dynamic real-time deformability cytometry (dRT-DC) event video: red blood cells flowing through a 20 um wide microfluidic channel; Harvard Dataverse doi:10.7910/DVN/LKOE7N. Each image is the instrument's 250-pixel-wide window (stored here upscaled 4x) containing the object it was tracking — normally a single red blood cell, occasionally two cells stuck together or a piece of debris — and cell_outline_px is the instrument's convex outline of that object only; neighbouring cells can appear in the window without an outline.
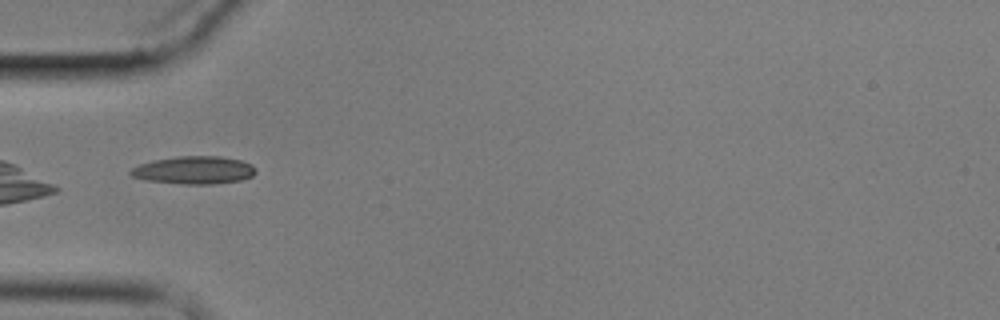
{"species": "common noctule bat (a hibernating species)", "species_latin": "Nyctalus noctula", "temperature_condition": "cold", "stored_images_in_passage": 13, "camera_frame_rate_fps": 3000, "um_per_image_px": 0.085, "animal": {"sex": "male", "body_mass_g": 17.9}, "frame": {"image": 1, "passage_image": 4, "time_ms": 4.667, "image_size_px": [1000, 320], "cell_outline_px": [[256, 172], [252, 176], [240, 180], [212, 184], [184, 184], [148, 180], [132, 176], [128, 172], [132, 168], [140, 164], [156, 160], [176, 156], [220, 156], [240, 160], [252, 164], [256, 168]], "centroid_in_image_um": [16.52, 14.45], "position_along_channel_um": 68.5, "area_um2": 20.11}}
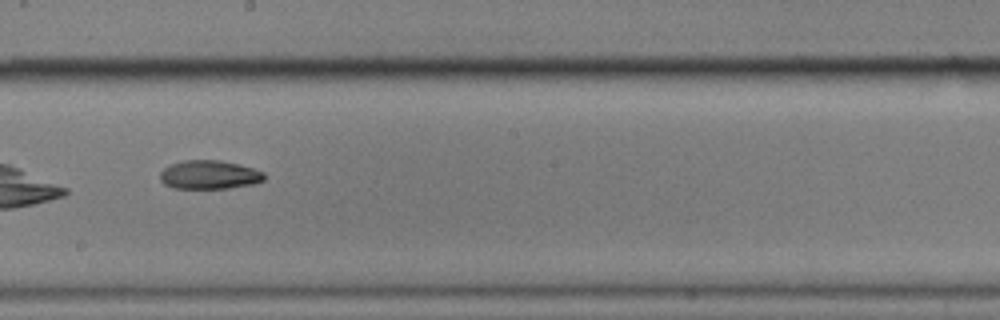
{"frame": {"image": 2, "passage_image": 8, "time_ms": 9.333, "image_size_px": [1000, 320], "cell_outline_px": [[264, 180], [256, 184], [228, 188], [172, 188], [164, 184], [160, 180], [160, 172], [164, 168], [172, 164], [184, 160], [220, 160], [252, 168], [264, 172]], "centroid_in_image_um": [17.79, 14.86], "position_along_channel_um": 230.4, "area_um2": 17.4}}
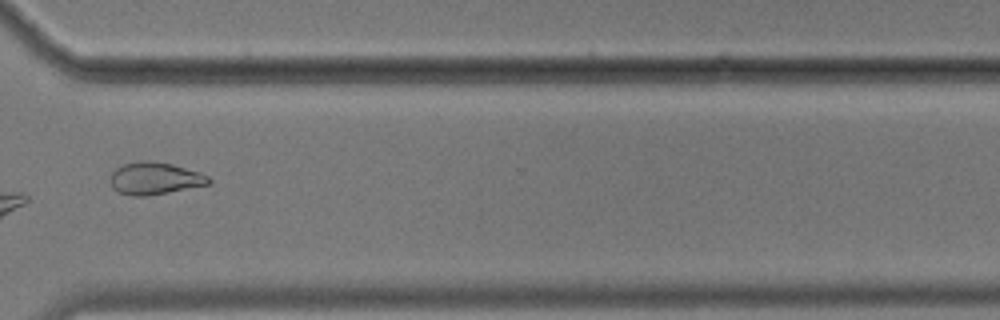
{"frame": {"image": 3, "passage_image": 11, "time_ms": 13.0, "image_size_px": [1000, 320], "cell_outline_px": [[212, 184], [168, 192], [144, 196], [132, 196], [120, 192], [112, 188], [112, 172], [120, 164], [140, 160], [148, 160], [172, 164], [200, 172], [208, 176], [212, 180]], "centroid_in_image_um": [13.18, 15.15], "position_along_channel_um": 357.4, "area_um2": 18.55}, "authors_computed_cell_mechanics": {"area_um2": 17.918, "velocity_mm_per_s": 3.4728, "shape_relaxation_time_tau1_ms": 11.2573, "shape_relaxation_time_tau2_ms": 4.6999, "deformation_change_tau1": 0.2364, "deformation_change_tau2": 0.0899}}